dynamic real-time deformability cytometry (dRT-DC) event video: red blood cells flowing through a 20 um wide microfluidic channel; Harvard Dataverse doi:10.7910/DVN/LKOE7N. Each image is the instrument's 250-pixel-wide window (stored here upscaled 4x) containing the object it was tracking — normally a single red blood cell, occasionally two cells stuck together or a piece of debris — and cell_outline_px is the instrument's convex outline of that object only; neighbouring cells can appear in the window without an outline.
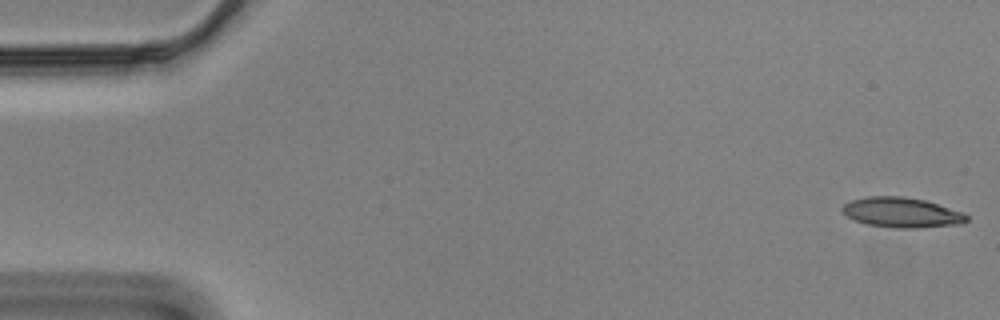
{"species": "Egyptian fruit bat (a non-hibernating species)", "species_latin": "Rousettus aegyptiacus", "temperature_condition": "cold", "stored_images_in_passage": 57, "camera_frame_rate_fps": 3000, "um_per_image_px": 0.085, "animal": {"sex": "male"}, "frame": {"image": 1, "passage_image": 1, "time_ms": 0.0, "image_size_px": [1000, 320], "cell_outline_px": [[968, 220], [964, 224], [916, 228], [896, 228], [868, 224], [856, 220], [848, 216], [840, 208], [844, 204], [852, 200], [868, 196], [900, 196], [924, 200], [964, 212], [968, 216]], "centroid_in_image_um": [76.69, 18.06], "position_along_channel_um": 8.3, "area_um2": 21.68}}
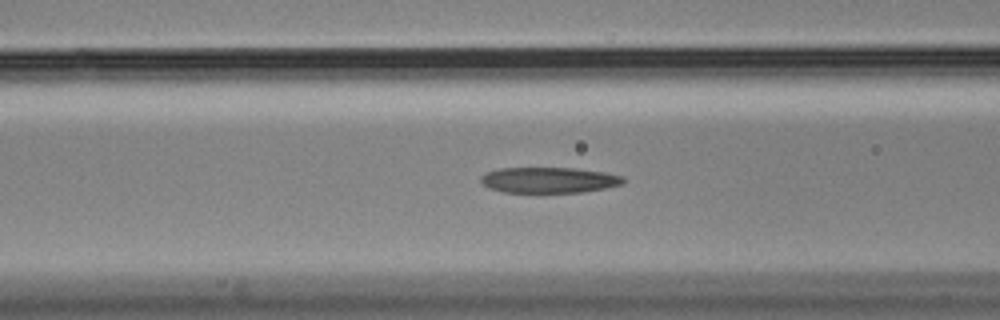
{"frame": {"image": 2, "passage_image": 22, "time_ms": 7.0, "image_size_px": [1000, 320], "cell_outline_px": [[624, 184], [584, 192], [504, 192], [488, 188], [480, 180], [480, 176], [488, 172], [500, 168], [572, 168], [604, 172], [624, 176]], "centroid_in_image_um": [46.67, 15.3], "position_along_channel_um": 119.9, "area_um2": 21.27}}
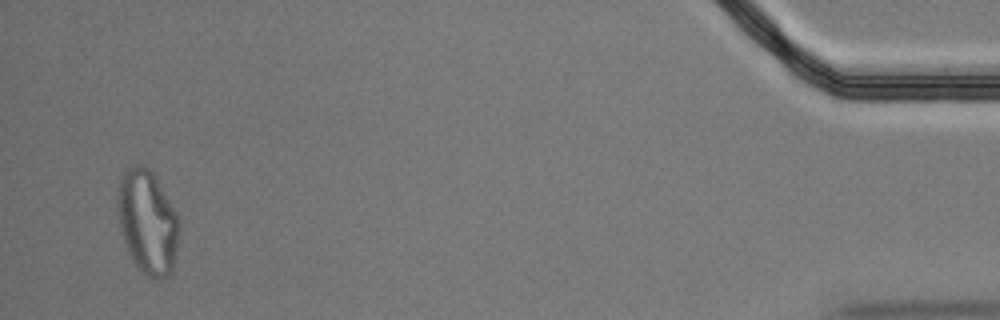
{"frame": {"image": 3, "passage_image": 55, "time_ms": 18.0, "image_size_px": [1000, 320], "cell_outline_px": [[180, 228], [172, 272], [168, 276], [160, 280], [156, 280], [148, 276], [132, 260], [128, 252], [120, 232], [120, 180], [124, 172], [132, 164], [144, 164], [156, 176], [176, 212], [180, 220]], "centroid_in_image_um": [12.59, 18.88], "position_along_channel_um": 422.6, "area_um2": 36.93}, "authors_computed_cell_mechanics": {"area_um2": 22.4842, "velocity_mm_per_s": 3.4889, "shape_relaxation_time_tau1_ms": null, "shape_relaxation_time_tau2_ms": 2.0981, "deformation_change_tau1": null, "deformation_change_tau2": 0.1157}}